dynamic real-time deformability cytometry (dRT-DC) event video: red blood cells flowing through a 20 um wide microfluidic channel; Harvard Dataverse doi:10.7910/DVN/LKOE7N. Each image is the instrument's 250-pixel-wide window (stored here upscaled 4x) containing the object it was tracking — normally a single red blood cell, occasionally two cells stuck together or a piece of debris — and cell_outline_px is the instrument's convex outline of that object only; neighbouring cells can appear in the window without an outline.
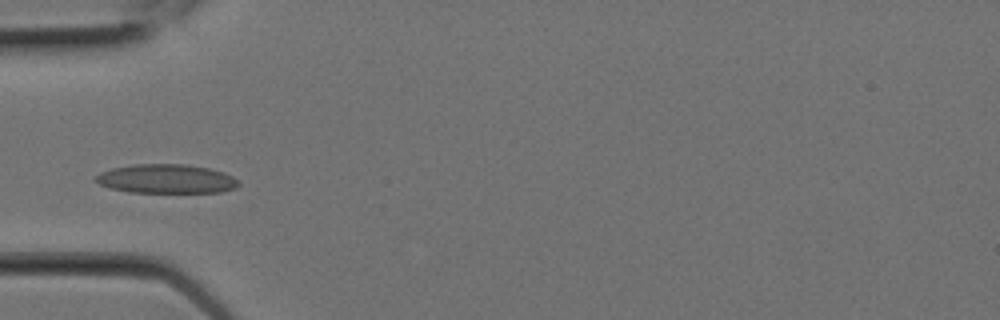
{"species": "Egyptian fruit bat (a non-hibernating species)", "species_latin": "Rousettus aegyptiacus", "temperature_condition": "room temperature", "stored_images_in_passage": 8, "camera_frame_rate_fps": 3000, "um_per_image_px": 0.085, "animal": {"sex": "female"}, "frame": {"image": 1, "passage_image": 6, "time_ms": 1.667, "image_size_px": [1000, 320], "cell_outline_px": [[240, 184], [236, 188], [220, 192], [128, 192], [112, 188], [100, 184], [92, 180], [100, 172], [112, 168], [132, 164], [188, 164], [208, 168], [224, 172], [240, 180]], "centroid_in_image_um": [14.15, 15.19], "position_along_channel_um": 70.8, "area_um2": 24.33}}
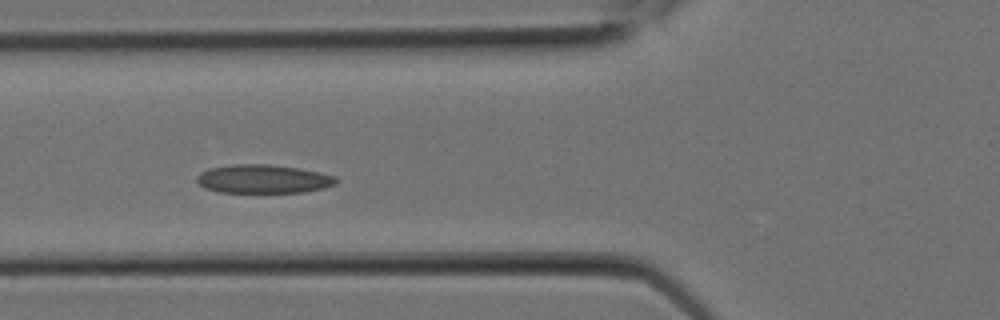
{"frame": {"image": 2, "passage_image": 7, "time_ms": 2.0, "image_size_px": [1000, 320], "cell_outline_px": [[340, 180], [336, 184], [324, 188], [304, 192], [220, 192], [204, 188], [196, 180], [196, 176], [200, 172], [208, 168], [232, 164], [268, 164], [300, 168], [320, 172], [336, 176]], "centroid_in_image_um": [22.39, 15.2], "position_along_channel_um": 103.4, "area_um2": 23.47}}
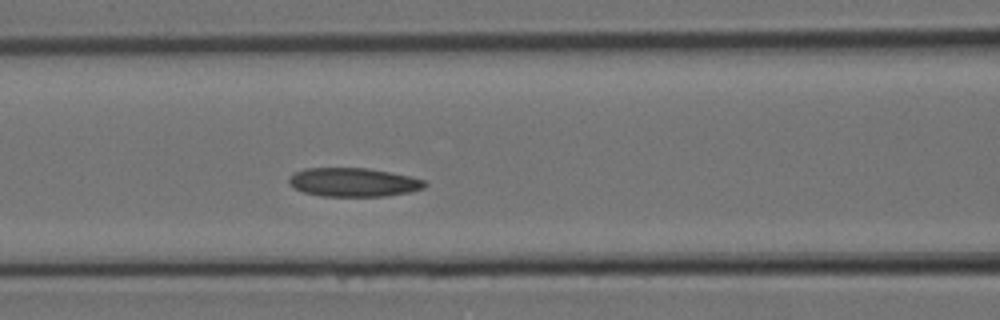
{"frame": {"image": 3, "passage_image": 8, "time_ms": 2.333, "image_size_px": [1000, 320], "cell_outline_px": [[428, 184], [424, 188], [408, 192], [384, 196], [320, 196], [304, 192], [296, 188], [288, 180], [292, 172], [304, 168], [368, 168], [408, 176], [424, 180]], "centroid_in_image_um": [30.02, 15.49], "position_along_channel_um": 136.6, "area_um2": 22.6}}